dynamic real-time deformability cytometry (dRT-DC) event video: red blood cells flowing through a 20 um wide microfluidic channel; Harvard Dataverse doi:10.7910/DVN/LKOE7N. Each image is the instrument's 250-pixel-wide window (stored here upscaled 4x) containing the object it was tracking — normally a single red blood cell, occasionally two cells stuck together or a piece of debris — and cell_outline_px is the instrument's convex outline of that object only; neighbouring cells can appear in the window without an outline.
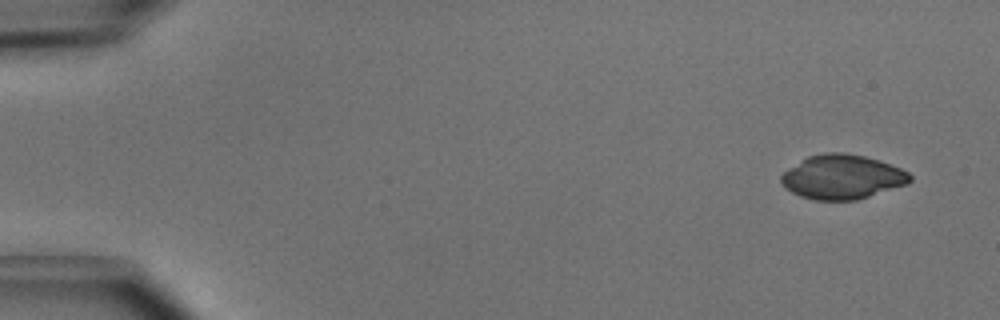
{"species": "common noctule bat (a hibernating species)", "species_latin": "Nyctalus noctula", "temperature_condition": "cold", "stored_images_in_passage": 4, "camera_frame_rate_fps": 3000, "um_per_image_px": 0.085, "animal": {"sex": "male", "body_mass_g": 15.6}, "frame": {"image": 1, "passage_image": 1, "time_ms": 0.0, "image_size_px": [1000, 320], "cell_outline_px": [[912, 180], [908, 184], [856, 200], [812, 200], [800, 196], [784, 188], [780, 180], [780, 176], [784, 172], [808, 156], [824, 152], [844, 152], [864, 156], [900, 168], [908, 172], [912, 176]], "centroid_in_image_um": [71.58, 15.05], "position_along_channel_um": 13.4, "area_um2": 33.18}}